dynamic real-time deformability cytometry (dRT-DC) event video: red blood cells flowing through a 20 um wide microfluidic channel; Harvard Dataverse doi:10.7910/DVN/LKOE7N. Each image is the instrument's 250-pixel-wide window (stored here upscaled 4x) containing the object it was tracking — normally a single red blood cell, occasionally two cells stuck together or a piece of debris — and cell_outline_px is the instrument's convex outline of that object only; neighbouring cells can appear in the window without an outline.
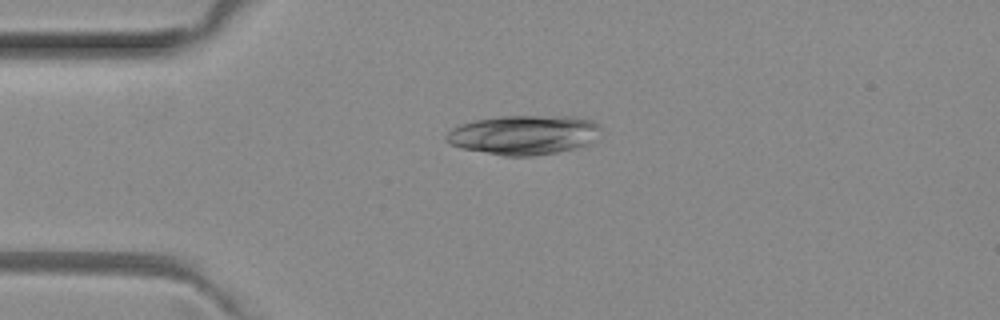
{"species": "common noctule bat (a hibernating species)", "species_latin": "Nyctalus noctula", "temperature_condition": "room temperature", "stored_images_in_passage": 4, "camera_frame_rate_fps": 3000, "um_per_image_px": 0.085, "animal": {"sex": "female", "body_mass_g": 29.2, "forearm_length_mm": 56.3}, "frame": {"image": 1, "passage_image": 4, "time_ms": 1.0, "image_size_px": [1000, 320], "cell_outline_px": [[604, 136], [588, 144], [556, 152], [532, 156], [504, 156], [460, 148], [452, 144], [444, 136], [452, 128], [460, 124], [476, 120], [500, 116], [576, 116], [592, 120], [600, 128]], "centroid_in_image_um": [44.58, 11.45], "position_along_channel_um": 40.4, "area_um2": 35.72}}